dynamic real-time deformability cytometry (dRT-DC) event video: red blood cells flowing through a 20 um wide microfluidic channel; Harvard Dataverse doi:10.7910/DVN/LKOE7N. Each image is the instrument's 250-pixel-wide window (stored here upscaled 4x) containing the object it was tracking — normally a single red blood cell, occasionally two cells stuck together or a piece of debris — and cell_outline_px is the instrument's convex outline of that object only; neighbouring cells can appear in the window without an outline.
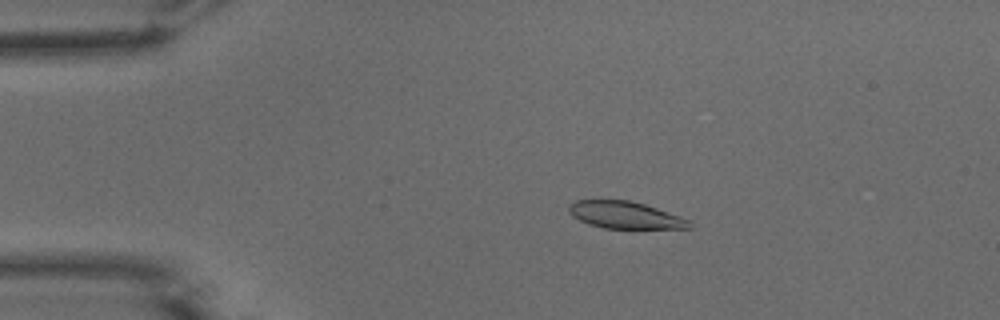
{"species": "common noctule bat (a hibernating species)", "species_latin": "Nyctalus noctula", "temperature_condition": "warm", "stored_images_in_passage": 50, "camera_frame_rate_fps": 3000, "um_per_image_px": 0.085, "animal": {"sex": "male", "body_mass_g": 15.6}, "frame": {"image": 1, "passage_image": 8, "time_ms": 2.333, "image_size_px": [1000, 320], "cell_outline_px": [[692, 228], [604, 228], [588, 224], [572, 216], [568, 212], [568, 204], [576, 200], [628, 200], [644, 204], [680, 216], [688, 220], [692, 224]], "centroid_in_image_um": [53.09, 18.27], "position_along_channel_um": 31.9, "area_um2": 18.9}}
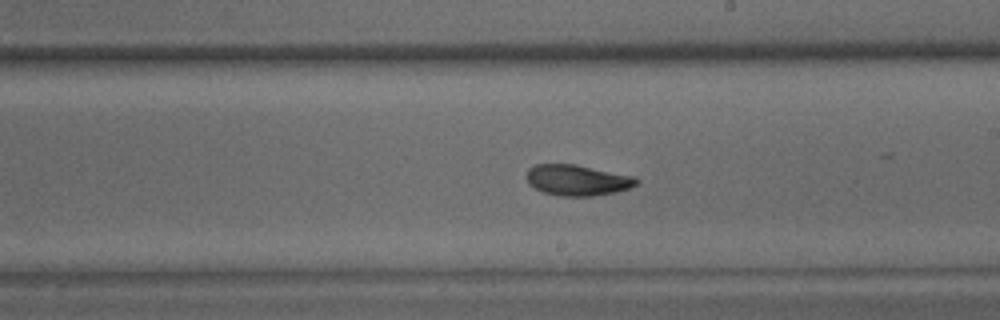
{"frame": {"image": 2, "passage_image": 28, "time_ms": 9.0, "image_size_px": [1000, 320], "cell_outline_px": [[640, 180], [636, 184], [628, 188], [616, 192], [592, 196], [560, 196], [544, 192], [528, 184], [528, 168], [536, 164], [576, 164], [636, 176]], "centroid_in_image_um": [49.11, 15.3], "position_along_channel_um": 239.9, "area_um2": 19.77}}
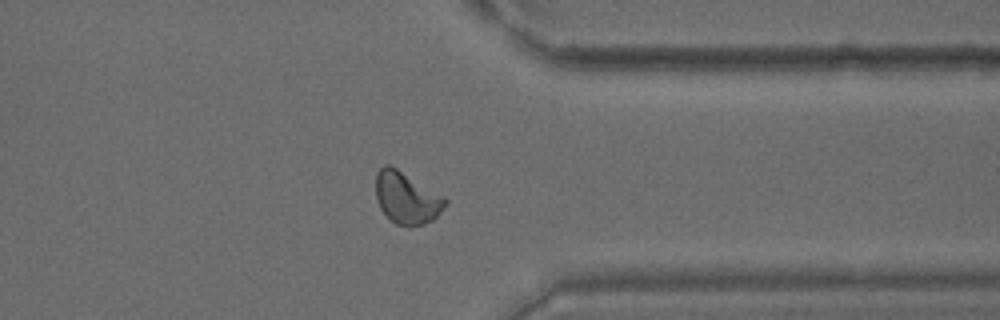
{"frame": {"image": 3, "passage_image": 39, "time_ms": 12.667, "image_size_px": [1000, 320], "cell_outline_px": [[448, 204], [432, 220], [424, 224], [408, 228], [396, 224], [380, 208], [376, 196], [376, 172], [384, 164], [388, 164], [396, 168], [444, 196], [448, 200]], "centroid_in_image_um": [34.57, 16.83], "position_along_channel_um": 376.8, "area_um2": 20.98}, "authors_computed_cell_mechanics": {"area_um2": 19.9699, "velocity_mm_per_s": 3.8616, "shape_relaxation_time_tau1_ms": 3.4263, "shape_relaxation_time_tau2_ms": 2.8035, "deformation_change_tau1": 0.1391, "deformation_change_tau2": 0.0763}}